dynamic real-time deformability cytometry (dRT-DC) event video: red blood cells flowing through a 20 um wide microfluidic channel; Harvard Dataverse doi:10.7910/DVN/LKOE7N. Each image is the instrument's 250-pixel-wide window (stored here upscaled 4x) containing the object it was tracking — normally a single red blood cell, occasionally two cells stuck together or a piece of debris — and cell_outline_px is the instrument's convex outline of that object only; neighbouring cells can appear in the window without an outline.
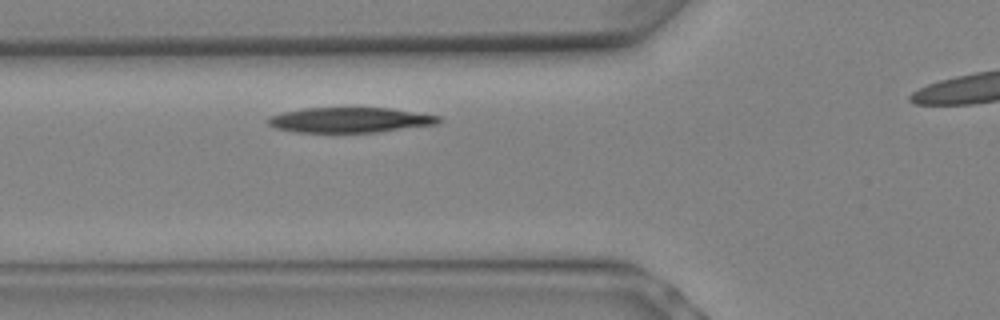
{"species": "Egyptian fruit bat (a non-hibernating species)", "species_latin": "Rousettus aegyptiacus", "temperature_condition": "warm", "stored_images_in_passage": 5, "segment_of_instrument_passage": [1, 2], "camera_frame_rate_fps": 3000, "um_per_image_px": 0.085, "animal": {"sex": "female"}, "frame": {"image": 1, "passage_image": 4, "time_ms": 1.0, "image_size_px": [1000, 320], "cell_outline_px": [[444, 120], [440, 124], [376, 132], [296, 132], [276, 128], [268, 124], [268, 116], [284, 112], [304, 108], [392, 108], [440, 116]], "centroid_in_image_um": [29.8, 10.2], "position_along_channel_um": 96.0, "area_um2": 25.09}}